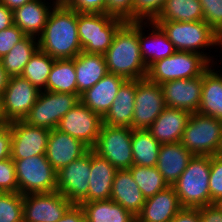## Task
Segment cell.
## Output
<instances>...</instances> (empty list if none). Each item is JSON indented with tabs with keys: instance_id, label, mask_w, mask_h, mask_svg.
<instances>
[{
	"instance_id": "8d00e7d4",
	"label": "cell",
	"mask_w": 222,
	"mask_h": 222,
	"mask_svg": "<svg viewBox=\"0 0 222 222\" xmlns=\"http://www.w3.org/2000/svg\"><path fill=\"white\" fill-rule=\"evenodd\" d=\"M0 222H23V195L0 192Z\"/></svg>"
},
{
	"instance_id": "9a60e30c",
	"label": "cell",
	"mask_w": 222,
	"mask_h": 222,
	"mask_svg": "<svg viewBox=\"0 0 222 222\" xmlns=\"http://www.w3.org/2000/svg\"><path fill=\"white\" fill-rule=\"evenodd\" d=\"M102 124L103 118L80 101L62 117L56 129L81 140L91 149Z\"/></svg>"
},
{
	"instance_id": "52a82bcc",
	"label": "cell",
	"mask_w": 222,
	"mask_h": 222,
	"mask_svg": "<svg viewBox=\"0 0 222 222\" xmlns=\"http://www.w3.org/2000/svg\"><path fill=\"white\" fill-rule=\"evenodd\" d=\"M157 25L167 35L177 51L200 53L203 47L219 45V34L204 20L159 21ZM198 49V50H197Z\"/></svg>"
},
{
	"instance_id": "7a4b0ae2",
	"label": "cell",
	"mask_w": 222,
	"mask_h": 222,
	"mask_svg": "<svg viewBox=\"0 0 222 222\" xmlns=\"http://www.w3.org/2000/svg\"><path fill=\"white\" fill-rule=\"evenodd\" d=\"M103 55L108 73L126 80L146 78L148 68L140 53L138 22H124L117 29L111 46Z\"/></svg>"
},
{
	"instance_id": "681fc988",
	"label": "cell",
	"mask_w": 222,
	"mask_h": 222,
	"mask_svg": "<svg viewBox=\"0 0 222 222\" xmlns=\"http://www.w3.org/2000/svg\"><path fill=\"white\" fill-rule=\"evenodd\" d=\"M14 24L13 11L0 3V31Z\"/></svg>"
},
{
	"instance_id": "9f6ffc18",
	"label": "cell",
	"mask_w": 222,
	"mask_h": 222,
	"mask_svg": "<svg viewBox=\"0 0 222 222\" xmlns=\"http://www.w3.org/2000/svg\"><path fill=\"white\" fill-rule=\"evenodd\" d=\"M65 0H56L58 3H63Z\"/></svg>"
},
{
	"instance_id": "83f0119b",
	"label": "cell",
	"mask_w": 222,
	"mask_h": 222,
	"mask_svg": "<svg viewBox=\"0 0 222 222\" xmlns=\"http://www.w3.org/2000/svg\"><path fill=\"white\" fill-rule=\"evenodd\" d=\"M42 0H31L13 11L14 24L26 35L42 34L51 10Z\"/></svg>"
},
{
	"instance_id": "484cf974",
	"label": "cell",
	"mask_w": 222,
	"mask_h": 222,
	"mask_svg": "<svg viewBox=\"0 0 222 222\" xmlns=\"http://www.w3.org/2000/svg\"><path fill=\"white\" fill-rule=\"evenodd\" d=\"M74 68L77 75V95L79 97L108 74L103 54L82 51L74 58Z\"/></svg>"
},
{
	"instance_id": "6da1fadb",
	"label": "cell",
	"mask_w": 222,
	"mask_h": 222,
	"mask_svg": "<svg viewBox=\"0 0 222 222\" xmlns=\"http://www.w3.org/2000/svg\"><path fill=\"white\" fill-rule=\"evenodd\" d=\"M38 41L39 49L53 59H73L82 47L77 28V12L64 3L54 2Z\"/></svg>"
},
{
	"instance_id": "5b68a950",
	"label": "cell",
	"mask_w": 222,
	"mask_h": 222,
	"mask_svg": "<svg viewBox=\"0 0 222 222\" xmlns=\"http://www.w3.org/2000/svg\"><path fill=\"white\" fill-rule=\"evenodd\" d=\"M180 142L193 155L221 154L222 120L191 113Z\"/></svg>"
},
{
	"instance_id": "816d5d0a",
	"label": "cell",
	"mask_w": 222,
	"mask_h": 222,
	"mask_svg": "<svg viewBox=\"0 0 222 222\" xmlns=\"http://www.w3.org/2000/svg\"><path fill=\"white\" fill-rule=\"evenodd\" d=\"M30 1L31 0H0V3H3L7 8L14 11Z\"/></svg>"
},
{
	"instance_id": "277c9868",
	"label": "cell",
	"mask_w": 222,
	"mask_h": 222,
	"mask_svg": "<svg viewBox=\"0 0 222 222\" xmlns=\"http://www.w3.org/2000/svg\"><path fill=\"white\" fill-rule=\"evenodd\" d=\"M206 54L176 51L171 56L160 59L148 67L146 78L162 84L171 80L190 79L203 75L211 66Z\"/></svg>"
},
{
	"instance_id": "7bdbcfd3",
	"label": "cell",
	"mask_w": 222,
	"mask_h": 222,
	"mask_svg": "<svg viewBox=\"0 0 222 222\" xmlns=\"http://www.w3.org/2000/svg\"><path fill=\"white\" fill-rule=\"evenodd\" d=\"M25 37L26 35L15 24L0 31V59Z\"/></svg>"
},
{
	"instance_id": "7dc6e473",
	"label": "cell",
	"mask_w": 222,
	"mask_h": 222,
	"mask_svg": "<svg viewBox=\"0 0 222 222\" xmlns=\"http://www.w3.org/2000/svg\"><path fill=\"white\" fill-rule=\"evenodd\" d=\"M56 222H86V216L80 205L73 204Z\"/></svg>"
},
{
	"instance_id": "c3c4849f",
	"label": "cell",
	"mask_w": 222,
	"mask_h": 222,
	"mask_svg": "<svg viewBox=\"0 0 222 222\" xmlns=\"http://www.w3.org/2000/svg\"><path fill=\"white\" fill-rule=\"evenodd\" d=\"M170 222H200L199 208H181Z\"/></svg>"
},
{
	"instance_id": "f5cc1de1",
	"label": "cell",
	"mask_w": 222,
	"mask_h": 222,
	"mask_svg": "<svg viewBox=\"0 0 222 222\" xmlns=\"http://www.w3.org/2000/svg\"><path fill=\"white\" fill-rule=\"evenodd\" d=\"M213 204L222 211V197L213 202Z\"/></svg>"
},
{
	"instance_id": "e0dca14e",
	"label": "cell",
	"mask_w": 222,
	"mask_h": 222,
	"mask_svg": "<svg viewBox=\"0 0 222 222\" xmlns=\"http://www.w3.org/2000/svg\"><path fill=\"white\" fill-rule=\"evenodd\" d=\"M203 75L160 84L166 107L196 113L200 107Z\"/></svg>"
},
{
	"instance_id": "e575fe53",
	"label": "cell",
	"mask_w": 222,
	"mask_h": 222,
	"mask_svg": "<svg viewBox=\"0 0 222 222\" xmlns=\"http://www.w3.org/2000/svg\"><path fill=\"white\" fill-rule=\"evenodd\" d=\"M54 61L55 59L38 48L25 65L20 76L29 80L40 91L42 88L45 90Z\"/></svg>"
},
{
	"instance_id": "30bf717a",
	"label": "cell",
	"mask_w": 222,
	"mask_h": 222,
	"mask_svg": "<svg viewBox=\"0 0 222 222\" xmlns=\"http://www.w3.org/2000/svg\"><path fill=\"white\" fill-rule=\"evenodd\" d=\"M79 102L77 94L41 90L23 121L31 126L55 129L62 117Z\"/></svg>"
},
{
	"instance_id": "d6986e66",
	"label": "cell",
	"mask_w": 222,
	"mask_h": 222,
	"mask_svg": "<svg viewBox=\"0 0 222 222\" xmlns=\"http://www.w3.org/2000/svg\"><path fill=\"white\" fill-rule=\"evenodd\" d=\"M178 195L172 186L157 192L153 197L145 199L136 222H170L181 210Z\"/></svg>"
},
{
	"instance_id": "d4e9b609",
	"label": "cell",
	"mask_w": 222,
	"mask_h": 222,
	"mask_svg": "<svg viewBox=\"0 0 222 222\" xmlns=\"http://www.w3.org/2000/svg\"><path fill=\"white\" fill-rule=\"evenodd\" d=\"M135 93L136 80H126L119 88L111 108L103 117V124L132 128Z\"/></svg>"
},
{
	"instance_id": "bcb514c9",
	"label": "cell",
	"mask_w": 222,
	"mask_h": 222,
	"mask_svg": "<svg viewBox=\"0 0 222 222\" xmlns=\"http://www.w3.org/2000/svg\"><path fill=\"white\" fill-rule=\"evenodd\" d=\"M200 222H222V211L214 204L199 208Z\"/></svg>"
},
{
	"instance_id": "ffe728a7",
	"label": "cell",
	"mask_w": 222,
	"mask_h": 222,
	"mask_svg": "<svg viewBox=\"0 0 222 222\" xmlns=\"http://www.w3.org/2000/svg\"><path fill=\"white\" fill-rule=\"evenodd\" d=\"M190 115L183 109L165 107L147 130L160 144L180 142Z\"/></svg>"
},
{
	"instance_id": "5bb4252c",
	"label": "cell",
	"mask_w": 222,
	"mask_h": 222,
	"mask_svg": "<svg viewBox=\"0 0 222 222\" xmlns=\"http://www.w3.org/2000/svg\"><path fill=\"white\" fill-rule=\"evenodd\" d=\"M166 107L159 84L147 78L136 80L132 129H148Z\"/></svg>"
},
{
	"instance_id": "60d3db41",
	"label": "cell",
	"mask_w": 222,
	"mask_h": 222,
	"mask_svg": "<svg viewBox=\"0 0 222 222\" xmlns=\"http://www.w3.org/2000/svg\"><path fill=\"white\" fill-rule=\"evenodd\" d=\"M105 14L124 22H134V0H105Z\"/></svg>"
},
{
	"instance_id": "74e56055",
	"label": "cell",
	"mask_w": 222,
	"mask_h": 222,
	"mask_svg": "<svg viewBox=\"0 0 222 222\" xmlns=\"http://www.w3.org/2000/svg\"><path fill=\"white\" fill-rule=\"evenodd\" d=\"M166 0H134V22L145 19L152 22L161 11Z\"/></svg>"
},
{
	"instance_id": "1f68e13d",
	"label": "cell",
	"mask_w": 222,
	"mask_h": 222,
	"mask_svg": "<svg viewBox=\"0 0 222 222\" xmlns=\"http://www.w3.org/2000/svg\"><path fill=\"white\" fill-rule=\"evenodd\" d=\"M131 146L134 165L156 166L161 144L147 129H133Z\"/></svg>"
},
{
	"instance_id": "d590c367",
	"label": "cell",
	"mask_w": 222,
	"mask_h": 222,
	"mask_svg": "<svg viewBox=\"0 0 222 222\" xmlns=\"http://www.w3.org/2000/svg\"><path fill=\"white\" fill-rule=\"evenodd\" d=\"M129 170L145 199L153 197L157 192L169 186L156 166L147 167L133 164Z\"/></svg>"
},
{
	"instance_id": "ee69618b",
	"label": "cell",
	"mask_w": 222,
	"mask_h": 222,
	"mask_svg": "<svg viewBox=\"0 0 222 222\" xmlns=\"http://www.w3.org/2000/svg\"><path fill=\"white\" fill-rule=\"evenodd\" d=\"M63 3L78 13H105V0H65Z\"/></svg>"
},
{
	"instance_id": "ab89813d",
	"label": "cell",
	"mask_w": 222,
	"mask_h": 222,
	"mask_svg": "<svg viewBox=\"0 0 222 222\" xmlns=\"http://www.w3.org/2000/svg\"><path fill=\"white\" fill-rule=\"evenodd\" d=\"M209 190L211 204L222 197V154L210 156Z\"/></svg>"
},
{
	"instance_id": "f907efd6",
	"label": "cell",
	"mask_w": 222,
	"mask_h": 222,
	"mask_svg": "<svg viewBox=\"0 0 222 222\" xmlns=\"http://www.w3.org/2000/svg\"><path fill=\"white\" fill-rule=\"evenodd\" d=\"M10 76L7 74L6 70L2 67L0 62V98L2 97L4 90L7 87Z\"/></svg>"
},
{
	"instance_id": "b9f144b4",
	"label": "cell",
	"mask_w": 222,
	"mask_h": 222,
	"mask_svg": "<svg viewBox=\"0 0 222 222\" xmlns=\"http://www.w3.org/2000/svg\"><path fill=\"white\" fill-rule=\"evenodd\" d=\"M0 192H18L15 165L11 158L0 160Z\"/></svg>"
},
{
	"instance_id": "f35d334b",
	"label": "cell",
	"mask_w": 222,
	"mask_h": 222,
	"mask_svg": "<svg viewBox=\"0 0 222 222\" xmlns=\"http://www.w3.org/2000/svg\"><path fill=\"white\" fill-rule=\"evenodd\" d=\"M204 21L218 34L222 31V0H199Z\"/></svg>"
},
{
	"instance_id": "4fadbf2b",
	"label": "cell",
	"mask_w": 222,
	"mask_h": 222,
	"mask_svg": "<svg viewBox=\"0 0 222 222\" xmlns=\"http://www.w3.org/2000/svg\"><path fill=\"white\" fill-rule=\"evenodd\" d=\"M72 205L57 190L23 195V222H56Z\"/></svg>"
},
{
	"instance_id": "44dd1931",
	"label": "cell",
	"mask_w": 222,
	"mask_h": 222,
	"mask_svg": "<svg viewBox=\"0 0 222 222\" xmlns=\"http://www.w3.org/2000/svg\"><path fill=\"white\" fill-rule=\"evenodd\" d=\"M125 78L108 73L93 87L87 89L80 96V101L91 111L99 114L102 118L111 108Z\"/></svg>"
},
{
	"instance_id": "f1b7e54d",
	"label": "cell",
	"mask_w": 222,
	"mask_h": 222,
	"mask_svg": "<svg viewBox=\"0 0 222 222\" xmlns=\"http://www.w3.org/2000/svg\"><path fill=\"white\" fill-rule=\"evenodd\" d=\"M222 120V74L209 68L203 74L202 94L198 112Z\"/></svg>"
},
{
	"instance_id": "7c38bea8",
	"label": "cell",
	"mask_w": 222,
	"mask_h": 222,
	"mask_svg": "<svg viewBox=\"0 0 222 222\" xmlns=\"http://www.w3.org/2000/svg\"><path fill=\"white\" fill-rule=\"evenodd\" d=\"M91 172V149L78 160L57 171L56 190L72 204L88 202L89 176Z\"/></svg>"
},
{
	"instance_id": "3957f363",
	"label": "cell",
	"mask_w": 222,
	"mask_h": 222,
	"mask_svg": "<svg viewBox=\"0 0 222 222\" xmlns=\"http://www.w3.org/2000/svg\"><path fill=\"white\" fill-rule=\"evenodd\" d=\"M209 177L210 156L193 155L172 185L182 208H200L211 204Z\"/></svg>"
},
{
	"instance_id": "f546056e",
	"label": "cell",
	"mask_w": 222,
	"mask_h": 222,
	"mask_svg": "<svg viewBox=\"0 0 222 222\" xmlns=\"http://www.w3.org/2000/svg\"><path fill=\"white\" fill-rule=\"evenodd\" d=\"M86 222H136V216L111 199L82 202Z\"/></svg>"
},
{
	"instance_id": "9c48e42d",
	"label": "cell",
	"mask_w": 222,
	"mask_h": 222,
	"mask_svg": "<svg viewBox=\"0 0 222 222\" xmlns=\"http://www.w3.org/2000/svg\"><path fill=\"white\" fill-rule=\"evenodd\" d=\"M132 131L129 127L102 124L91 150L108 160L117 170L129 169L133 165Z\"/></svg>"
},
{
	"instance_id": "ac0fdd59",
	"label": "cell",
	"mask_w": 222,
	"mask_h": 222,
	"mask_svg": "<svg viewBox=\"0 0 222 222\" xmlns=\"http://www.w3.org/2000/svg\"><path fill=\"white\" fill-rule=\"evenodd\" d=\"M90 148L81 140L58 129L50 130L45 156L57 172L85 155Z\"/></svg>"
},
{
	"instance_id": "cb8c5ba5",
	"label": "cell",
	"mask_w": 222,
	"mask_h": 222,
	"mask_svg": "<svg viewBox=\"0 0 222 222\" xmlns=\"http://www.w3.org/2000/svg\"><path fill=\"white\" fill-rule=\"evenodd\" d=\"M116 172L117 169L108 160L91 150L88 202L110 199Z\"/></svg>"
},
{
	"instance_id": "f6af8a7d",
	"label": "cell",
	"mask_w": 222,
	"mask_h": 222,
	"mask_svg": "<svg viewBox=\"0 0 222 222\" xmlns=\"http://www.w3.org/2000/svg\"><path fill=\"white\" fill-rule=\"evenodd\" d=\"M12 133L9 123L0 125V160L11 158Z\"/></svg>"
},
{
	"instance_id": "8fae6325",
	"label": "cell",
	"mask_w": 222,
	"mask_h": 222,
	"mask_svg": "<svg viewBox=\"0 0 222 222\" xmlns=\"http://www.w3.org/2000/svg\"><path fill=\"white\" fill-rule=\"evenodd\" d=\"M40 90L21 76L10 77L0 98V111L4 123L24 120L36 103Z\"/></svg>"
},
{
	"instance_id": "4316f807",
	"label": "cell",
	"mask_w": 222,
	"mask_h": 222,
	"mask_svg": "<svg viewBox=\"0 0 222 222\" xmlns=\"http://www.w3.org/2000/svg\"><path fill=\"white\" fill-rule=\"evenodd\" d=\"M142 23L143 22H138V40L142 59L148 68L154 62L171 56L177 50L163 30L153 22L149 23V26L151 24L153 28L151 34H149L148 37L143 35ZM149 38L150 40H148Z\"/></svg>"
},
{
	"instance_id": "2e32d148",
	"label": "cell",
	"mask_w": 222,
	"mask_h": 222,
	"mask_svg": "<svg viewBox=\"0 0 222 222\" xmlns=\"http://www.w3.org/2000/svg\"><path fill=\"white\" fill-rule=\"evenodd\" d=\"M12 133L11 159L45 155L50 130L31 126L23 120L9 123Z\"/></svg>"
},
{
	"instance_id": "603a6c76",
	"label": "cell",
	"mask_w": 222,
	"mask_h": 222,
	"mask_svg": "<svg viewBox=\"0 0 222 222\" xmlns=\"http://www.w3.org/2000/svg\"><path fill=\"white\" fill-rule=\"evenodd\" d=\"M192 157L193 154L181 142L161 144L156 167L168 185L172 186Z\"/></svg>"
},
{
	"instance_id": "4dcf8cb0",
	"label": "cell",
	"mask_w": 222,
	"mask_h": 222,
	"mask_svg": "<svg viewBox=\"0 0 222 222\" xmlns=\"http://www.w3.org/2000/svg\"><path fill=\"white\" fill-rule=\"evenodd\" d=\"M204 20L199 0H166L157 17L152 21H200Z\"/></svg>"
},
{
	"instance_id": "8992f818",
	"label": "cell",
	"mask_w": 222,
	"mask_h": 222,
	"mask_svg": "<svg viewBox=\"0 0 222 222\" xmlns=\"http://www.w3.org/2000/svg\"><path fill=\"white\" fill-rule=\"evenodd\" d=\"M123 23L121 19L105 13L77 12L79 42L83 52L104 54Z\"/></svg>"
},
{
	"instance_id": "d6a6232c",
	"label": "cell",
	"mask_w": 222,
	"mask_h": 222,
	"mask_svg": "<svg viewBox=\"0 0 222 222\" xmlns=\"http://www.w3.org/2000/svg\"><path fill=\"white\" fill-rule=\"evenodd\" d=\"M45 91L77 94V75L73 59H56Z\"/></svg>"
},
{
	"instance_id": "ba28073f",
	"label": "cell",
	"mask_w": 222,
	"mask_h": 222,
	"mask_svg": "<svg viewBox=\"0 0 222 222\" xmlns=\"http://www.w3.org/2000/svg\"><path fill=\"white\" fill-rule=\"evenodd\" d=\"M12 160L15 165L18 192L21 195L56 191L57 172L45 155Z\"/></svg>"
},
{
	"instance_id": "db71d44e",
	"label": "cell",
	"mask_w": 222,
	"mask_h": 222,
	"mask_svg": "<svg viewBox=\"0 0 222 222\" xmlns=\"http://www.w3.org/2000/svg\"><path fill=\"white\" fill-rule=\"evenodd\" d=\"M222 46V31L219 34V46Z\"/></svg>"
},
{
	"instance_id": "836d02e7",
	"label": "cell",
	"mask_w": 222,
	"mask_h": 222,
	"mask_svg": "<svg viewBox=\"0 0 222 222\" xmlns=\"http://www.w3.org/2000/svg\"><path fill=\"white\" fill-rule=\"evenodd\" d=\"M38 48L36 38L34 36H26L0 59L1 65L10 77L20 76L25 65L30 61L31 56Z\"/></svg>"
},
{
	"instance_id": "7402d4cb",
	"label": "cell",
	"mask_w": 222,
	"mask_h": 222,
	"mask_svg": "<svg viewBox=\"0 0 222 222\" xmlns=\"http://www.w3.org/2000/svg\"><path fill=\"white\" fill-rule=\"evenodd\" d=\"M110 199L135 216L141 212L145 198L129 169L117 170L112 183Z\"/></svg>"
},
{
	"instance_id": "11a10c76",
	"label": "cell",
	"mask_w": 222,
	"mask_h": 222,
	"mask_svg": "<svg viewBox=\"0 0 222 222\" xmlns=\"http://www.w3.org/2000/svg\"><path fill=\"white\" fill-rule=\"evenodd\" d=\"M3 123H4V121H3V119H2L1 111H0V125L3 124Z\"/></svg>"
}]
</instances>
